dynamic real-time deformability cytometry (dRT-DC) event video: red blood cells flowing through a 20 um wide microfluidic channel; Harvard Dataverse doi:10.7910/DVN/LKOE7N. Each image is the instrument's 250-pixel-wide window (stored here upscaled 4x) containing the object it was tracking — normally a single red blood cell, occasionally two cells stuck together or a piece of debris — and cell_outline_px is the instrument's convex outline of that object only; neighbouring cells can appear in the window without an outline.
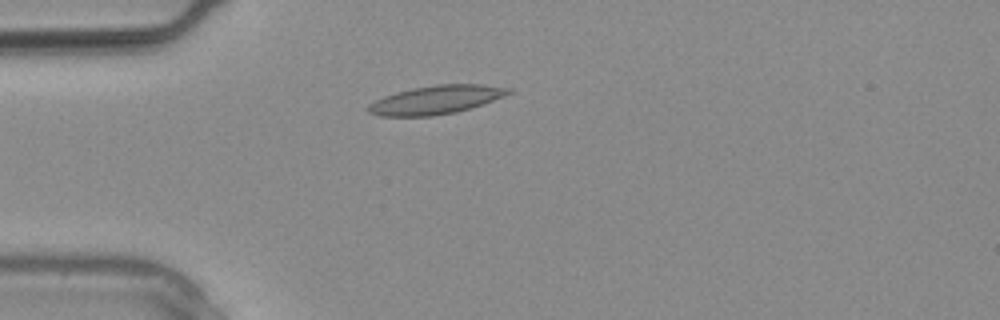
{"species": "common noctule bat (a hibernating species)", "species_latin": "Nyctalus noctula", "temperature_condition": "warm", "stored_images_in_passage": 18, "camera_frame_rate_fps": 3000, "um_per_image_px": 0.085, "animal": {"sex": "male", "body_mass_g": 20.4}, "frame": {"image": 1, "passage_image": 6, "time_ms": 1.667, "image_size_px": [1000, 320], "cell_outline_px": [[512, 92], [504, 96], [484, 104], [472, 108], [456, 112], [432, 116], [380, 116], [368, 112], [364, 108], [368, 104], [384, 96], [396, 92], [412, 88], [436, 84], [480, 84], [512, 88]], "centroid_in_image_um": [37.05, 8.48], "position_along_channel_um": 47.9, "area_um2": 23.52}}